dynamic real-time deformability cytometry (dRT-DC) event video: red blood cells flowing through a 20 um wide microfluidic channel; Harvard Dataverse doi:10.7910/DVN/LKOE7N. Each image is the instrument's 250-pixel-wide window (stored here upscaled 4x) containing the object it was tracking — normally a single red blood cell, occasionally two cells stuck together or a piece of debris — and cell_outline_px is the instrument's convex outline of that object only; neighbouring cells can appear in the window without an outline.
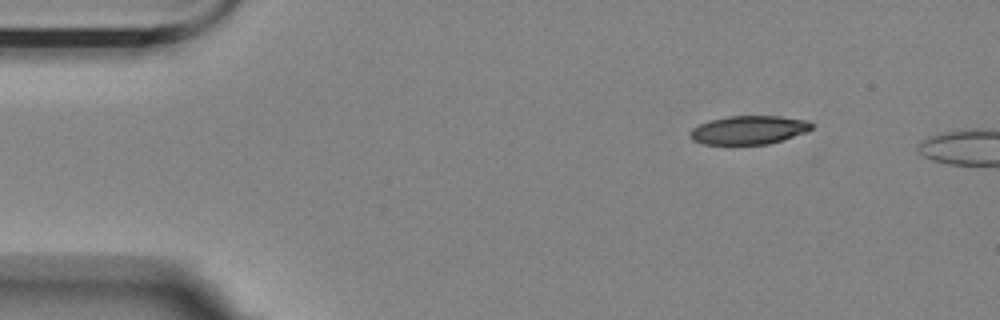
{"species": "Egyptian fruit bat (a non-hibernating species)", "species_latin": "Rousettus aegyptiacus", "temperature_condition": "room temperature", "stored_images_in_passage": 5, "camera_frame_rate_fps": 3000, "um_per_image_px": 0.085, "animal": {"sex": "female"}, "frame": {"image": 1, "passage_image": 1, "time_ms": 0.0, "image_size_px": [1000, 320], "cell_outline_px": [[816, 124], [812, 128], [804, 132], [768, 144], [704, 144], [692, 140], [688, 136], [688, 132], [692, 128], [708, 120], [728, 116], [780, 116], [808, 120]], "centroid_in_image_um": [63.61, 11.03], "position_along_channel_um": 21.4, "area_um2": 20.29}}